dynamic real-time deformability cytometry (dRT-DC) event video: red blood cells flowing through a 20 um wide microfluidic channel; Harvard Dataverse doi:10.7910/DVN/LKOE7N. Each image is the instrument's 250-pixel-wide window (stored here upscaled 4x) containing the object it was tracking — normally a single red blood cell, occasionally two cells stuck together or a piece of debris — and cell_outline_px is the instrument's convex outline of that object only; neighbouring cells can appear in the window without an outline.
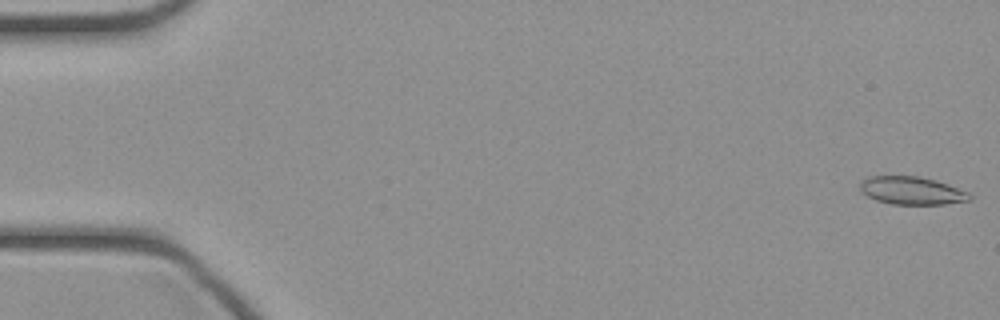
{"species": "common noctule bat (a hibernating species)", "species_latin": "Nyctalus noctula", "temperature_condition": "cold", "stored_images_in_passage": 46, "camera_frame_rate_fps": 3000, "um_per_image_px": 0.085, "animal": {"sex": "female", "body_mass_g": 21.9}, "frame": {"image": 1, "passage_image": 1, "time_ms": 0.0, "image_size_px": [1000, 320], "cell_outline_px": [[972, 200], [944, 204], [892, 204], [876, 200], [860, 192], [860, 180], [868, 176], [920, 176], [936, 180], [948, 184], [968, 192], [972, 196]], "centroid_in_image_um": [77.49, 16.19], "position_along_channel_um": 7.5, "area_um2": 17.98}}
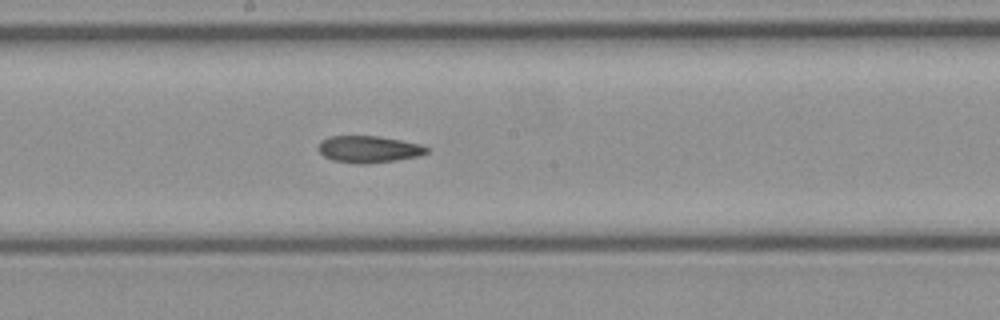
{"frame": {"image": 2, "passage_image": 25, "time_ms": 8.0, "image_size_px": [1000, 320], "cell_outline_px": [[432, 148], [428, 152], [420, 156], [396, 160], [368, 164], [360, 164], [332, 160], [324, 156], [316, 148], [320, 140], [328, 136], [380, 136], [420, 144]], "centroid_in_image_um": [31.34, 12.68], "position_along_channel_um": 216.9, "area_um2": 17.22}}
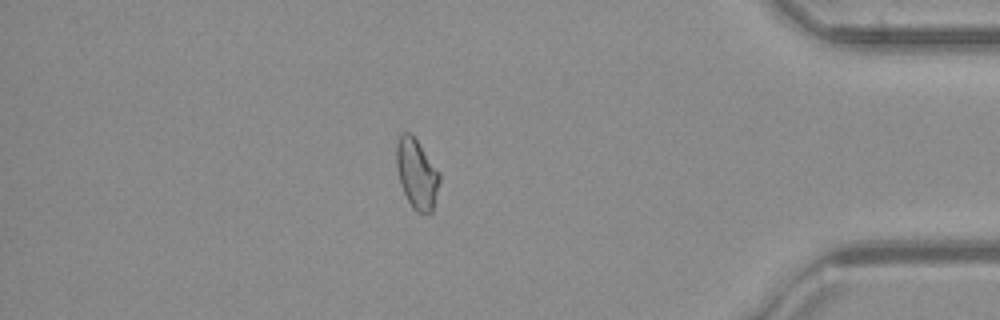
{"frame": {"image": 3, "passage_image": 40, "time_ms": 13.0, "image_size_px": [1000, 320], "cell_outline_px": [[440, 180], [432, 212], [416, 212], [412, 208], [400, 184], [396, 168], [396, 144], [400, 136], [404, 132], [408, 132], [416, 140], [440, 172]], "centroid_in_image_um": [35.41, 14.79], "position_along_channel_um": 399.8, "area_um2": 17.34}}